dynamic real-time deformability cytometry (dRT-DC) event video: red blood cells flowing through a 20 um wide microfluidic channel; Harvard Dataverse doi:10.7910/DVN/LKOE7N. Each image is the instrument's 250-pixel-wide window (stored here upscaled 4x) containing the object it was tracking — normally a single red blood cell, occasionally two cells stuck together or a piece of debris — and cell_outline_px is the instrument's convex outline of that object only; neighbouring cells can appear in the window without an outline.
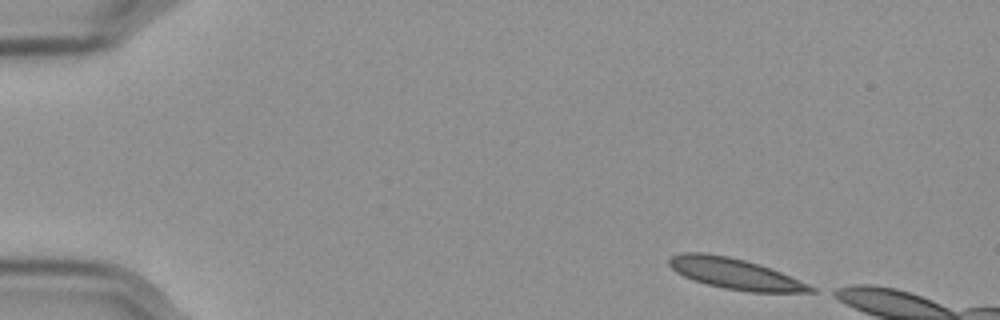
{"species": "Egyptian fruit bat (a non-hibernating species)", "species_latin": "Rousettus aegyptiacus", "temperature_condition": "cold", "stored_images_in_passage": 9, "camera_frame_rate_fps": 3000, "um_per_image_px": 0.085, "frame": {"image": 1, "passage_image": 1, "time_ms": 0.0, "image_size_px": [1000, 320], "cell_outline_px": [[816, 292], [752, 292], [724, 288], [692, 280], [676, 272], [668, 264], [668, 260], [672, 256], [684, 252], [704, 252], [728, 256], [744, 260], [780, 272], [808, 284], [816, 288]], "centroid_in_image_um": [62.44, 23.26], "position_along_channel_um": 22.6, "area_um2": 25.03}}